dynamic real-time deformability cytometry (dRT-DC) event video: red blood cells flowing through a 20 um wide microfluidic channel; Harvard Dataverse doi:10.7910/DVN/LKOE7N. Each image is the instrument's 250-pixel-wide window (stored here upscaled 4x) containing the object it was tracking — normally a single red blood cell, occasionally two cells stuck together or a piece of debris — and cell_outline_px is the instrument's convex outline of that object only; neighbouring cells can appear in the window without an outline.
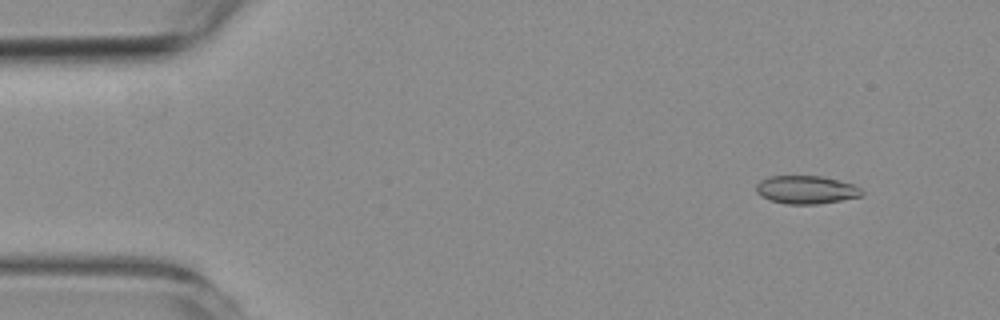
{"species": "common noctule bat (a hibernating species)", "species_latin": "Nyctalus noctula", "temperature_condition": "room temperature", "stored_images_in_passage": 16, "camera_frame_rate_fps": 3000, "um_per_image_px": 0.085, "animal": {"sex": "female", "body_mass_g": 19.3, "forearm_length_mm": 54.1}, "frame": {"image": 1, "passage_image": 2, "time_ms": 0.333, "image_size_px": [1000, 320], "cell_outline_px": [[864, 192], [860, 196], [840, 200], [816, 204], [788, 204], [772, 200], [756, 192], [756, 184], [760, 180], [768, 176], [820, 176], [852, 184], [860, 188]], "centroid_in_image_um": [68.5, 16.12], "position_along_channel_um": 16.5, "area_um2": 16.99}}
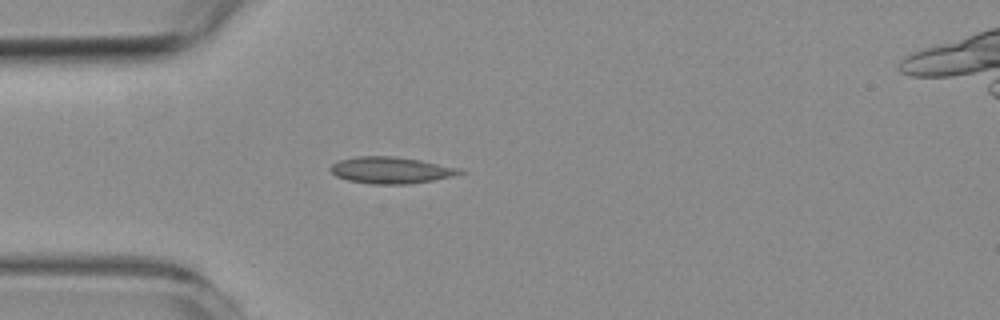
{"frame": {"image": 2, "passage_image": 12, "time_ms": 3.667, "image_size_px": [1000, 320], "cell_outline_px": [[468, 172], [452, 176], [432, 180], [408, 184], [372, 184], [348, 180], [336, 176], [328, 168], [332, 164], [340, 160], [356, 156], [396, 156], [420, 160], [464, 168]], "centroid_in_image_um": [33.28, 14.46], "position_along_channel_um": 51.7, "area_um2": 20.23}}